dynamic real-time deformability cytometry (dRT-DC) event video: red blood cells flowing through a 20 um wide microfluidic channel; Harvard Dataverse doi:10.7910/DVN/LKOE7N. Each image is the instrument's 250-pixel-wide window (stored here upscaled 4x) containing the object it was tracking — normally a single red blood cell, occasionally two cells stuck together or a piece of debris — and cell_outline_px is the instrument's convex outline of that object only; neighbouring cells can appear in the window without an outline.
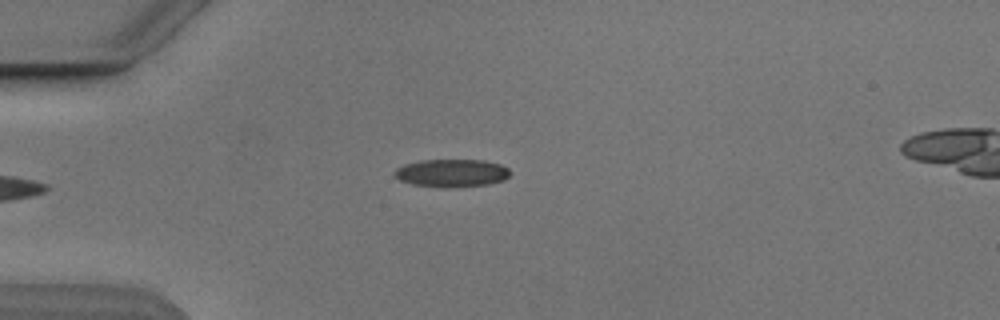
{"species": "Egyptian fruit bat (a non-hibernating species)", "species_latin": "Rousettus aegyptiacus", "temperature_condition": "cold", "stored_images_in_passage": 5, "camera_frame_rate_fps": 3000, "um_per_image_px": 0.085, "animal": {"sex": "male"}, "frame": {"image": 1, "passage_image": 5, "time_ms": 4.667, "image_size_px": [1000, 320], "cell_outline_px": [[512, 172], [504, 180], [488, 184], [456, 188], [444, 188], [412, 184], [400, 180], [392, 176], [392, 172], [396, 168], [404, 164], [420, 160], [484, 160], [500, 164], [508, 168]], "centroid_in_image_um": [38.37, 14.71], "position_along_channel_um": 46.6, "area_um2": 19.13}}